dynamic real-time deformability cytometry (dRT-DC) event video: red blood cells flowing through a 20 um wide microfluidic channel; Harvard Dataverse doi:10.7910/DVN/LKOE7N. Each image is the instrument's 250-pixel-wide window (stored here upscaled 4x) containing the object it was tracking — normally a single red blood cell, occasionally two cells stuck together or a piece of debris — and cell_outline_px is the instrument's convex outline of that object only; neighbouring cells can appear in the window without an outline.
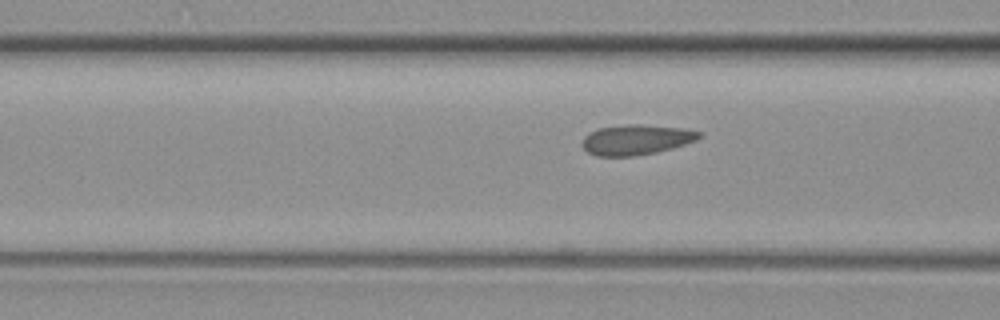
{"species": "common noctule bat (a hibernating species)", "species_latin": "Nyctalus noctula", "temperature_condition": "warm", "stored_images_in_passage": 35, "camera_frame_rate_fps": 3000, "um_per_image_px": 0.085, "animal": {"sex": "female", "body_mass_g": 19.3, "forearm_length_mm": 54.1}, "frame": {"image": 1, "passage_image": 11, "time_ms": 3.333, "image_size_px": [1000, 320], "cell_outline_px": [[700, 136], [696, 140], [672, 148], [656, 152], [632, 156], [596, 156], [588, 152], [580, 144], [584, 136], [588, 132], [596, 128], [628, 124], [640, 124], [688, 128], [700, 132]], "centroid_in_image_um": [54.04, 11.86], "position_along_channel_um": 112.6, "area_um2": 20.75}}
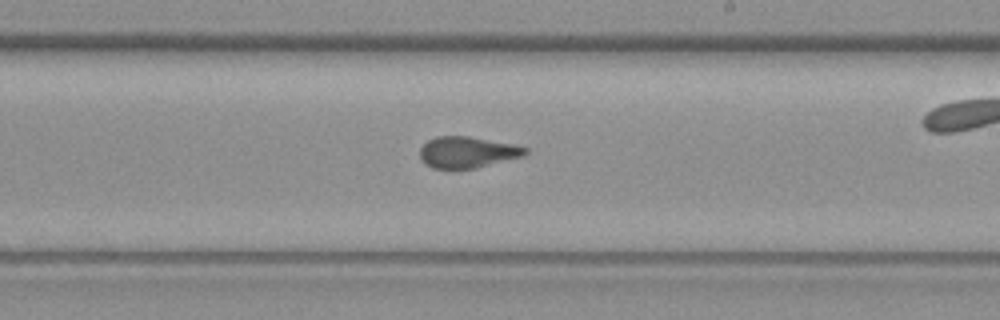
{"frame": {"image": 2, "passage_image": 23, "time_ms": 7.333, "image_size_px": [1000, 320], "cell_outline_px": [[528, 152], [520, 156], [476, 168], [432, 168], [420, 160], [420, 148], [428, 140], [436, 136], [468, 136], [512, 144], [528, 148]], "centroid_in_image_um": [39.67, 12.93], "position_along_channel_um": 249.3, "area_um2": 18.9}}
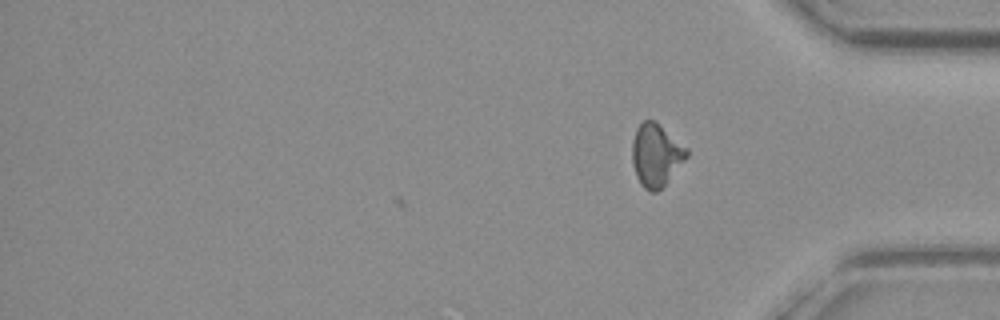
{"frame": {"image": 3, "passage_image": 35, "time_ms": 11.333, "image_size_px": [1000, 320], "cell_outline_px": [[688, 156], [668, 180], [656, 192], [648, 192], [640, 184], [636, 176], [632, 164], [632, 140], [636, 128], [644, 120], [656, 120], [688, 148]], "centroid_in_image_um": [55.75, 13.16], "position_along_channel_um": 379.4, "area_um2": 20.06}}